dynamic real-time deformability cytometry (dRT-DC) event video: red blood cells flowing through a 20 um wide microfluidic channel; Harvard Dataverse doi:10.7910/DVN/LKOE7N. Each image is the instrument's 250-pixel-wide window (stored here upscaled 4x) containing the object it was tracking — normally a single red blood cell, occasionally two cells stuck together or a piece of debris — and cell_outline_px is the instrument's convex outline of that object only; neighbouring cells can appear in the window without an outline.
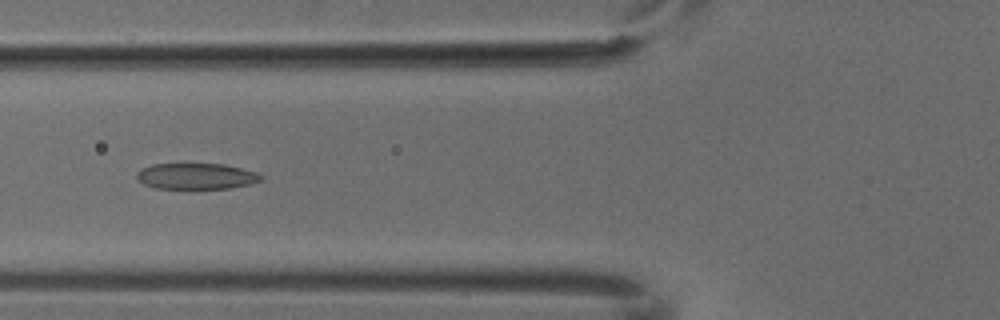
{"species": "common noctule bat (a hibernating species)", "species_latin": "Nyctalus noctula", "temperature_condition": "cold", "stored_images_in_passage": 4, "camera_frame_rate_fps": 3000, "um_per_image_px": 0.085, "animal": {"sex": "male", "body_mass_g": 18.8}, "frame": {"image": 1, "passage_image": 3, "time_ms": 0.667, "image_size_px": [1000, 320], "cell_outline_px": [[264, 176], [260, 180], [252, 184], [228, 188], [156, 188], [144, 184], [136, 176], [136, 172], [140, 168], [152, 164], [224, 164], [256, 172]], "centroid_in_image_um": [16.67, 14.97], "position_along_channel_um": 109.1, "area_um2": 18.73}}
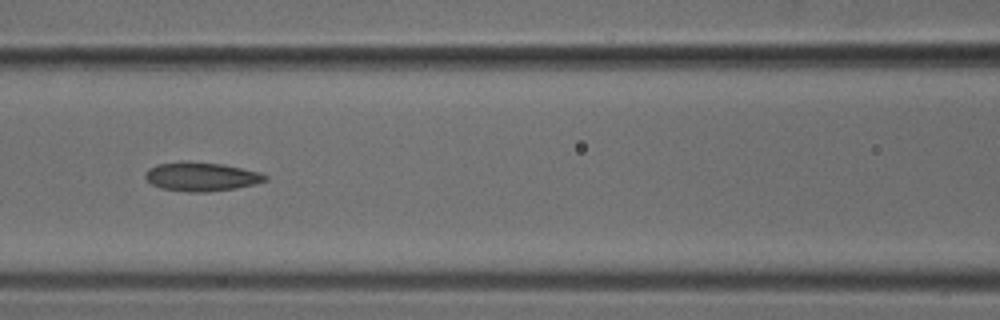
{"frame": {"image": 2, "passage_image": 4, "time_ms": 1.0, "image_size_px": [1000, 320], "cell_outline_px": [[268, 180], [256, 184], [236, 188], [208, 192], [188, 192], [160, 188], [152, 184], [144, 176], [148, 168], [156, 164], [188, 160], [224, 164], [260, 172], [268, 176]], "centroid_in_image_um": [17.12, 15.0], "position_along_channel_um": 149.5, "area_um2": 20.52}}